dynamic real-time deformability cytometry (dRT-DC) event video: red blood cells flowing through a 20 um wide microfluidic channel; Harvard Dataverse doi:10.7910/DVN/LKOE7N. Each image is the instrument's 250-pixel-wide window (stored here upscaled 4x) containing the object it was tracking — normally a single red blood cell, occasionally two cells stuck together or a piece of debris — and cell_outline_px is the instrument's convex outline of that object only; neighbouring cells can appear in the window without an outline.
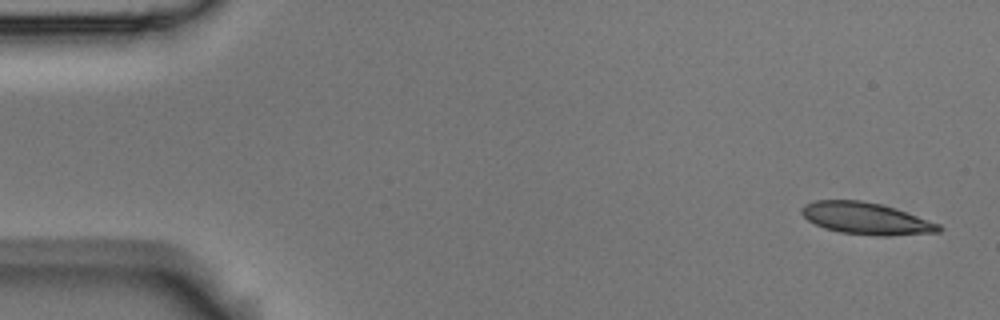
{"species": "Egyptian fruit bat (a non-hibernating species)", "species_latin": "Rousettus aegyptiacus", "temperature_condition": "room temperature", "stored_images_in_passage": 4, "camera_frame_rate_fps": 3000, "um_per_image_px": 0.085, "animal": {"sex": "male"}, "frame": {"image": 1, "passage_image": 1, "time_ms": 0.0, "image_size_px": [1000, 320], "cell_outline_px": [[944, 228], [940, 232], [888, 236], [872, 236], [840, 232], [824, 228], [808, 220], [800, 212], [800, 208], [804, 204], [816, 200], [860, 200], [880, 204], [940, 224]], "centroid_in_image_um": [73.59, 18.58], "position_along_channel_um": 11.4, "area_um2": 25.37}}
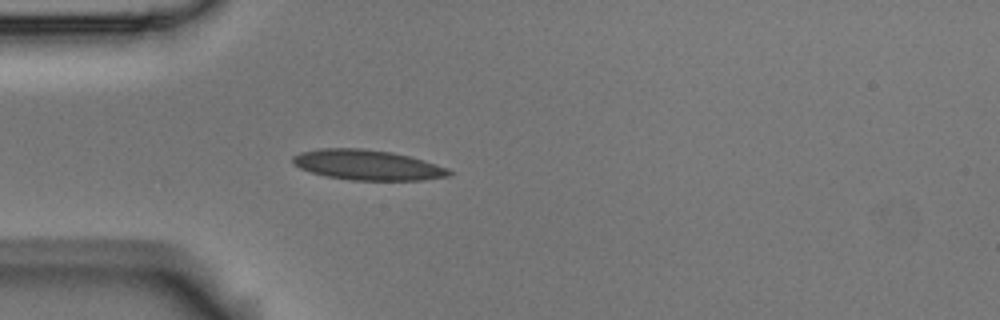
{"frame": {"image": 2, "passage_image": 4, "time_ms": 1.0, "image_size_px": [1000, 320], "cell_outline_px": [[452, 172], [448, 176], [420, 180], [352, 180], [324, 176], [300, 168], [292, 164], [292, 156], [300, 152], [316, 148], [364, 148], [392, 152], [424, 160], [448, 168]], "centroid_in_image_um": [31.18, 14.01], "position_along_channel_um": 53.8, "area_um2": 27.57}}